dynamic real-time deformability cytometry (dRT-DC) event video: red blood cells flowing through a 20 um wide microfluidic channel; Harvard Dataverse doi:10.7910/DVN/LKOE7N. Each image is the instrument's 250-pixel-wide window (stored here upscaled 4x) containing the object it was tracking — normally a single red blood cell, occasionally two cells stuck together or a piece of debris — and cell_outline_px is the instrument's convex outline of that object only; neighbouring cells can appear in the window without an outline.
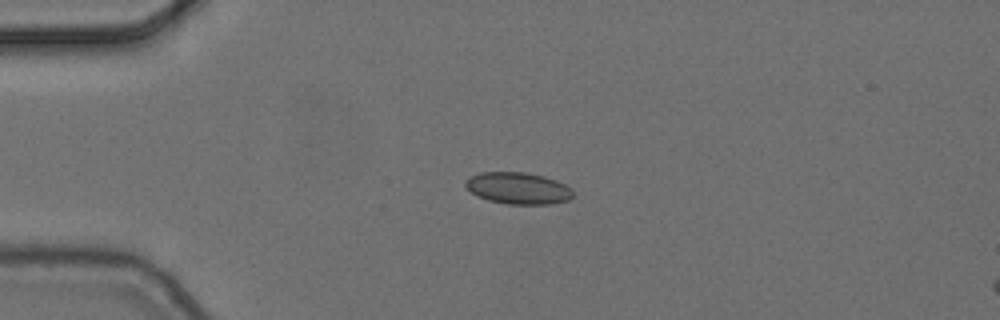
{"species": "common noctule bat (a hibernating species)", "species_latin": "Nyctalus noctula", "temperature_condition": "cold", "stored_images_in_passage": 10, "camera_frame_rate_fps": 3000, "um_per_image_px": 0.085, "animal": {"sex": "female", "body_mass_g": 24.6, "forearm_length_mm": 56.2}, "frame": {"image": 1, "passage_image": 3, "time_ms": 0.667, "image_size_px": [1000, 320], "cell_outline_px": [[572, 196], [568, 200], [548, 204], [508, 204], [488, 200], [476, 196], [464, 184], [464, 180], [480, 172], [524, 172], [544, 176], [556, 180], [572, 188]], "centroid_in_image_um": [44.02, 15.99], "position_along_channel_um": 41.0, "area_um2": 19.83}}
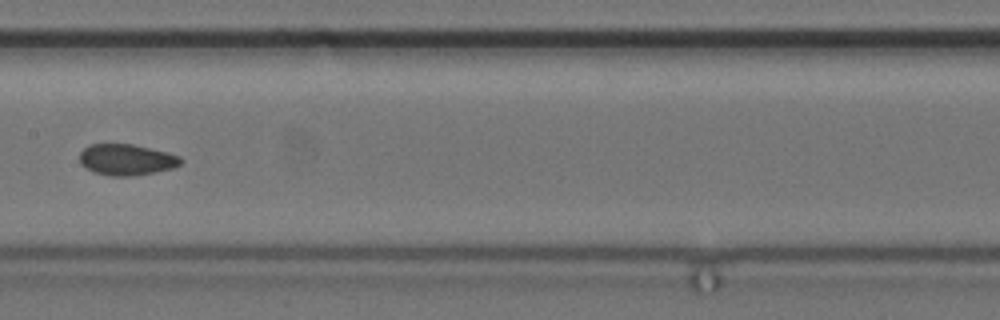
{"frame": {"image": 2, "passage_image": 7, "time_ms": 2.0, "image_size_px": [1000, 320], "cell_outline_px": [[184, 160], [180, 164], [172, 168], [132, 176], [112, 176], [92, 172], [80, 164], [80, 152], [88, 144], [132, 144], [168, 152], [180, 156]], "centroid_in_image_um": [10.73, 13.56], "position_along_channel_um": 196.7, "area_um2": 18.38}}
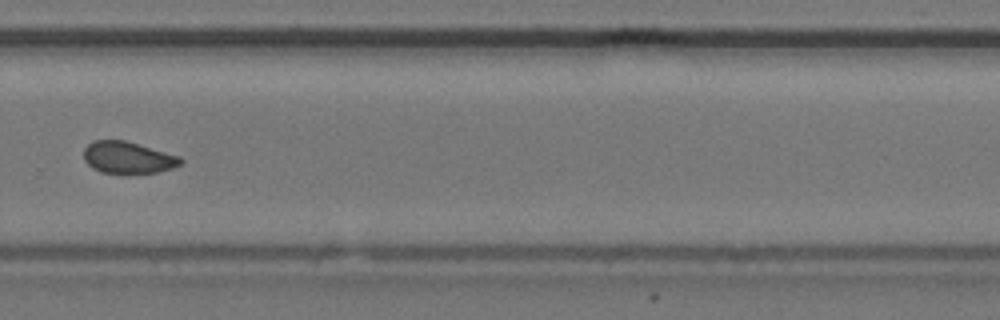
{"frame": {"image": 3, "passage_image": 10, "time_ms": 3.0, "image_size_px": [1000, 320], "cell_outline_px": [[184, 160], [180, 164], [172, 168], [156, 172], [100, 172], [92, 168], [84, 160], [84, 148], [92, 140], [124, 140], [180, 156]], "centroid_in_image_um": [10.85, 13.37], "position_along_channel_um": 319.0, "area_um2": 17.69}}